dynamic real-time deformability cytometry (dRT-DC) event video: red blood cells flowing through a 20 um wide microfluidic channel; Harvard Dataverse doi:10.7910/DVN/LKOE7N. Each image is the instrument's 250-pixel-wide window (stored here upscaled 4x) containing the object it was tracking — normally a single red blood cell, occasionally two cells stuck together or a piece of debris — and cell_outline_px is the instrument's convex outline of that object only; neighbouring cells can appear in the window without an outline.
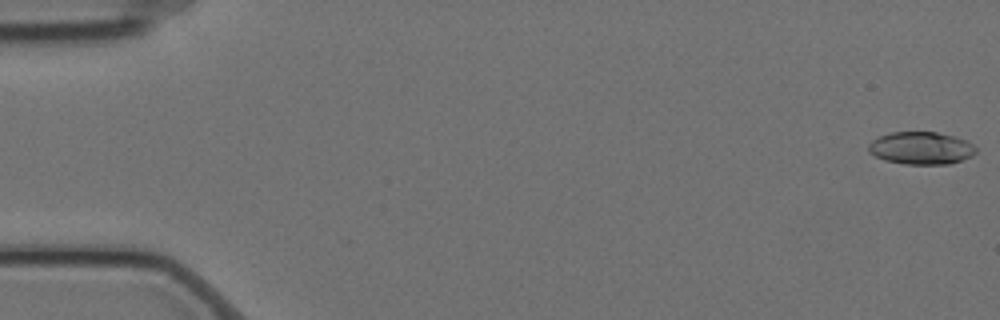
{"species": "Egyptian fruit bat (a non-hibernating species)", "species_latin": "Rousettus aegyptiacus", "temperature_condition": "cold", "stored_images_in_passage": 58, "camera_frame_rate_fps": 3000, "um_per_image_px": 0.085, "animal": {"sex": "female"}, "frame": {"image": 1, "passage_image": 1, "time_ms": 0.0, "image_size_px": [1000, 320], "cell_outline_px": [[976, 152], [972, 156], [948, 164], [904, 164], [884, 160], [868, 152], [868, 144], [872, 140], [880, 136], [892, 132], [936, 132], [968, 140], [976, 148]], "centroid_in_image_um": [78.28, 12.59], "position_along_channel_um": 6.7, "area_um2": 20.35}}
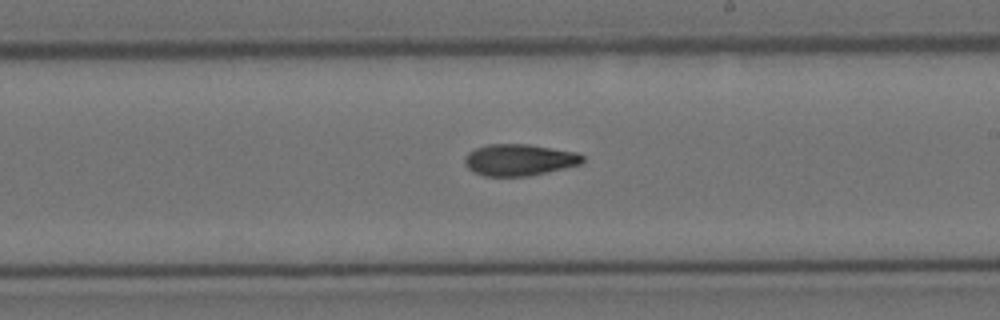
{"frame": {"image": 2, "passage_image": 34, "time_ms": 11.0, "image_size_px": [1000, 320], "cell_outline_px": [[584, 160], [580, 164], [548, 172], [528, 176], [484, 176], [472, 172], [464, 164], [464, 156], [468, 152], [476, 148], [488, 144], [528, 144], [576, 152], [584, 156]], "centroid_in_image_um": [44.1, 13.59], "position_along_channel_um": 244.9, "area_um2": 21.79}}
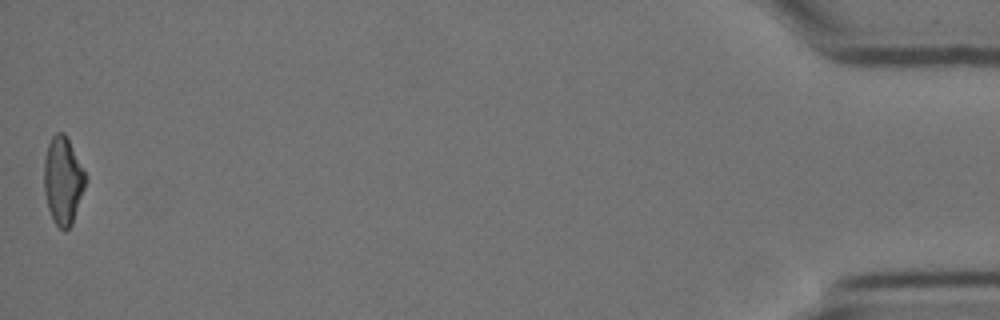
{"frame": {"image": 3, "passage_image": 58, "time_ms": 19.0, "image_size_px": [1000, 320], "cell_outline_px": [[88, 180], [72, 224], [64, 232], [56, 224], [48, 208], [44, 192], [44, 156], [48, 144], [52, 136], [56, 132], [64, 132], [88, 176]], "centroid_in_image_um": [5.37, 15.33], "position_along_channel_um": 429.8, "area_um2": 21.39}, "authors_computed_cell_mechanics": {"area_um2": 21.2126, "velocity_mm_per_s": 3.502, "shape_relaxation_time_tau1_ms": null, "shape_relaxation_time_tau2_ms": 7.2218, "deformation_change_tau1": null, "deformation_change_tau2": 0.1443}}